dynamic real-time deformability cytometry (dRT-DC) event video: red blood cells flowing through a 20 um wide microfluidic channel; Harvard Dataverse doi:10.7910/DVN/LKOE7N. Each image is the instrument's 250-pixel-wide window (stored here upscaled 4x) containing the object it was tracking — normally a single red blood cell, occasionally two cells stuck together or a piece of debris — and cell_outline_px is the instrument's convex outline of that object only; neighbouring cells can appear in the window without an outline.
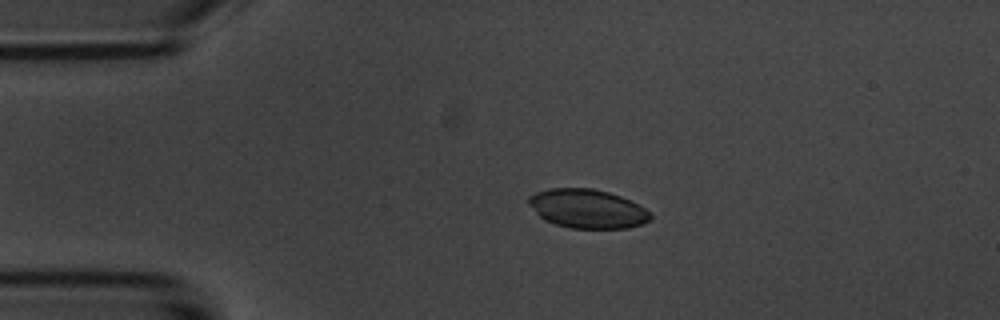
{"species": "common noctule bat (a hibernating species)", "species_latin": "Nyctalus noctula", "temperature_condition": "room temperature", "stored_images_in_passage": 4, "camera_frame_rate_fps": 3000, "um_per_image_px": 0.085, "animal": {"sex": "male", "body_mass_g": 20.1, "forearm_length_mm": 53.5}, "frame": {"image": 1, "passage_image": 3, "time_ms": 2.333, "image_size_px": [1000, 320], "cell_outline_px": [[652, 220], [644, 224], [628, 228], [572, 228], [556, 224], [544, 220], [528, 204], [528, 196], [536, 192], [548, 188], [592, 188], [608, 192], [620, 196], [644, 208], [652, 216]], "centroid_in_image_um": [49.92, 17.74], "position_along_channel_um": 35.1, "area_um2": 27.57}}